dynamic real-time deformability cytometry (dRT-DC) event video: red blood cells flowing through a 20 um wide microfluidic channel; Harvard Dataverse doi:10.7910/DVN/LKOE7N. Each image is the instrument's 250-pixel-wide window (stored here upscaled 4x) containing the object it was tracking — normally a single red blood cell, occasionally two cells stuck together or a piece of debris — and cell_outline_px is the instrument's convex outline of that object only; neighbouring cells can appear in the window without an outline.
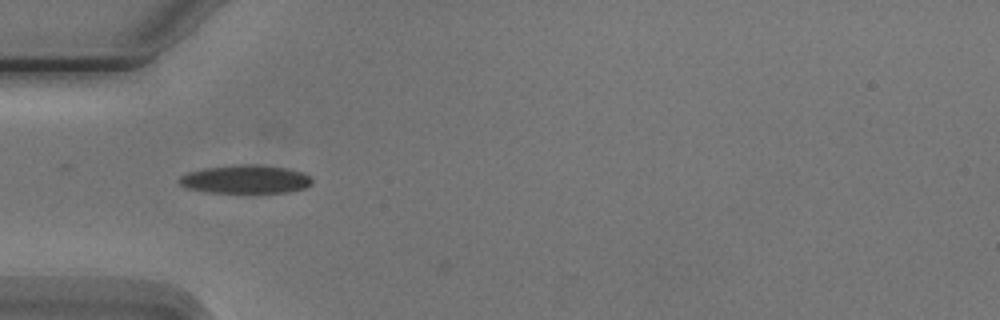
{"species": "Egyptian fruit bat (a non-hibernating species)", "species_latin": "Rousettus aegyptiacus", "temperature_condition": "cold", "stored_images_in_passage": 6, "camera_frame_rate_fps": 3000, "um_per_image_px": 0.085, "animal": {"sex": "male"}, "frame": {"image": 1, "passage_image": 4, "time_ms": 3.667, "image_size_px": [1000, 320], "cell_outline_px": [[312, 184], [308, 188], [292, 192], [252, 196], [208, 192], [188, 188], [180, 184], [176, 180], [180, 176], [188, 172], [204, 168], [236, 164], [260, 164], [288, 168], [304, 172], [312, 176]], "centroid_in_image_um": [20.95, 15.28], "position_along_channel_um": 64.0, "area_um2": 23.58}}
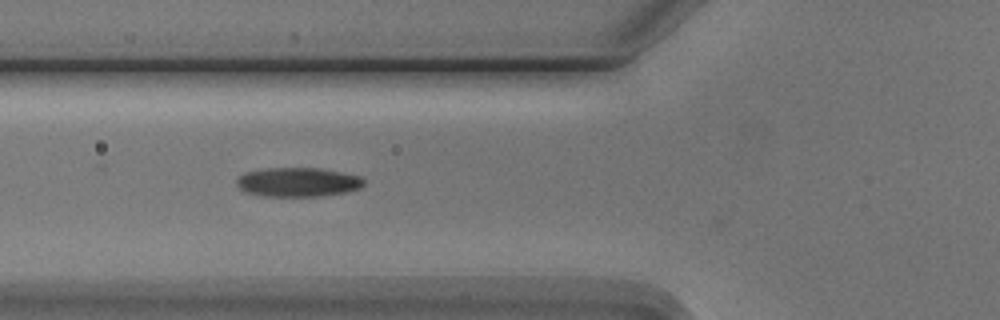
{"frame": {"image": 2, "passage_image": 5, "time_ms": 4.667, "image_size_px": [1000, 320], "cell_outline_px": [[364, 184], [360, 188], [348, 192], [324, 196], [264, 196], [244, 192], [236, 184], [236, 176], [244, 172], [264, 168], [320, 168], [360, 176], [364, 180]], "centroid_in_image_um": [25.29, 15.48], "position_along_channel_um": 100.5, "area_um2": 21.91}}
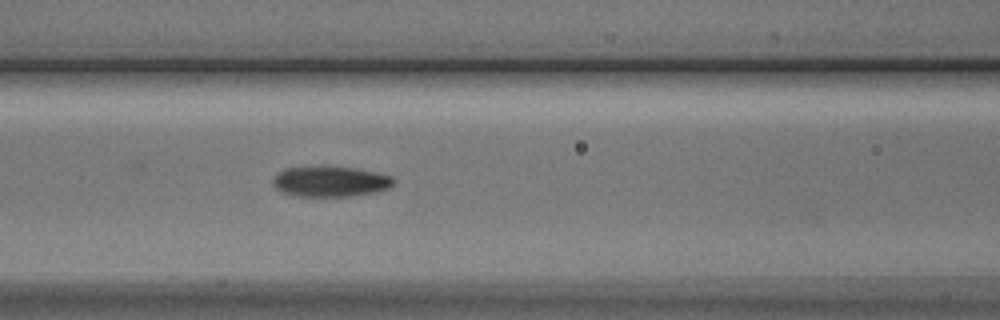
{"frame": {"image": 3, "passage_image": 6, "time_ms": 5.667, "image_size_px": [1000, 320], "cell_outline_px": [[396, 180], [388, 188], [376, 192], [348, 196], [292, 196], [276, 188], [272, 180], [284, 168], [356, 168], [376, 172], [392, 176]], "centroid_in_image_um": [28.12, 15.45], "position_along_channel_um": 138.5, "area_um2": 20.87}}